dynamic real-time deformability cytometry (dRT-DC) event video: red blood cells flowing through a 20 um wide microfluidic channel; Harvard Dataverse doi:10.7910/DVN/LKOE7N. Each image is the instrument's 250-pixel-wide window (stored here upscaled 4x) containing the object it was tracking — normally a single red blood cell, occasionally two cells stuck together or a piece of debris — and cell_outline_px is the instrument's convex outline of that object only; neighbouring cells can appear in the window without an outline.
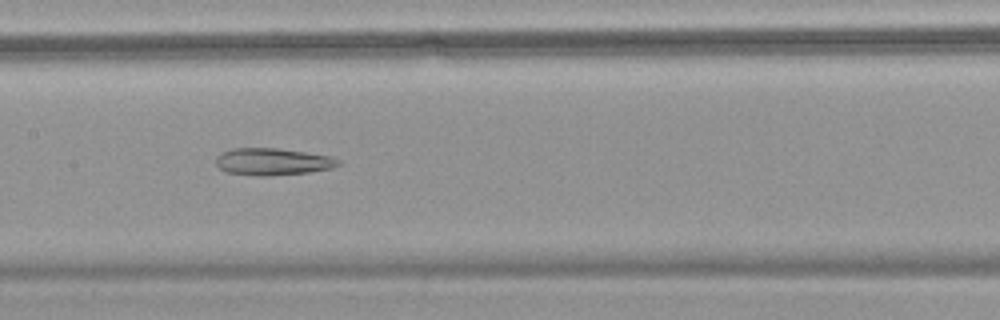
{"species": "common noctule bat (a hibernating species)", "species_latin": "Nyctalus noctula", "temperature_condition": "warm", "stored_images_in_passage": 58, "camera_frame_rate_fps": 3000, "um_per_image_px": 0.085, "animal": {"sex": "female", "body_mass_g": 18.4}, "frame": {"image": 1, "passage_image": 30, "time_ms": 9.667, "image_size_px": [1000, 320], "cell_outline_px": [[340, 164], [332, 168], [308, 172], [268, 176], [260, 176], [224, 172], [216, 164], [216, 156], [220, 152], [232, 148], [280, 148], [332, 156], [340, 160]], "centroid_in_image_um": [23.16, 13.73], "position_along_channel_um": 184.2, "area_um2": 19.48}}
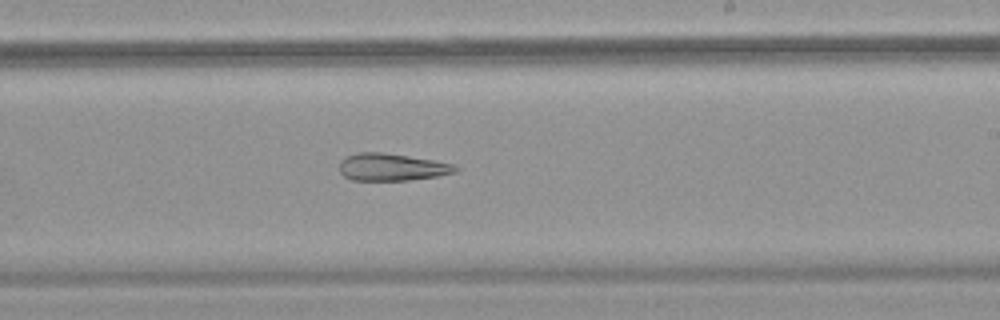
{"frame": {"image": 2, "passage_image": 36, "time_ms": 11.667, "image_size_px": [1000, 320], "cell_outline_px": [[460, 168], [456, 172], [436, 176], [408, 180], [352, 180], [344, 176], [340, 172], [340, 160], [344, 156], [356, 152], [384, 152], [432, 160], [452, 164]], "centroid_in_image_um": [33.25, 14.19], "position_along_channel_um": 255.7, "area_um2": 18.44}}
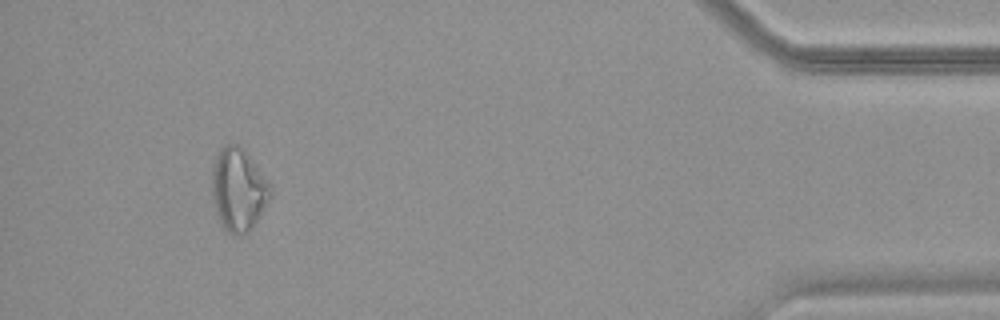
{"frame": {"image": 3, "passage_image": 54, "time_ms": 17.667, "image_size_px": [1000, 320], "cell_outline_px": [[272, 188], [268, 200], [260, 216], [252, 228], [248, 232], [240, 236], [232, 236], [224, 228], [220, 220], [212, 196], [212, 164], [220, 148], [224, 144], [240, 144], [244, 148]], "centroid_in_image_um": [20.25, 16.1], "position_along_channel_um": 415.0, "area_um2": 28.09}, "authors_computed_cell_mechanics": {"area_um2": 25.6343, "velocity_mm_per_s": 3.59, "shape_relaxation_time_tau1_ms": null, "shape_relaxation_time_tau2_ms": 10.339, "deformation_change_tau1": null, "deformation_change_tau2": 0.2583}}